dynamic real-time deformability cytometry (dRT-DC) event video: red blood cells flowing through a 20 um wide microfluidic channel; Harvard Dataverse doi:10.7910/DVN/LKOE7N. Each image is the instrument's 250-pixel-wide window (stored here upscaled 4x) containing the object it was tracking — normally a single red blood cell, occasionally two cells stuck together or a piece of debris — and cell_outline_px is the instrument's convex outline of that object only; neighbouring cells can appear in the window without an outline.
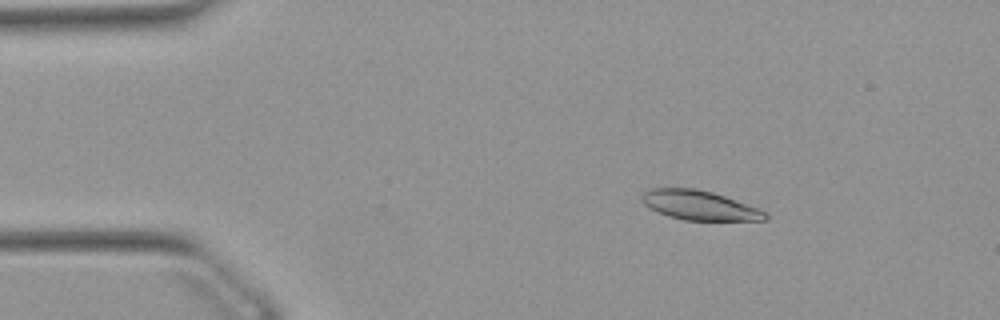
{"species": "Egyptian fruit bat (a non-hibernating species)", "species_latin": "Rousettus aegyptiacus", "temperature_condition": "warm", "stored_images_in_passage": 50, "camera_frame_rate_fps": 3000, "um_per_image_px": 0.085, "animal": {"sex": "female"}, "frame": {"image": 1, "passage_image": 7, "time_ms": 2.0, "image_size_px": [1000, 320], "cell_outline_px": [[768, 220], [684, 220], [668, 216], [644, 204], [640, 200], [640, 196], [648, 188], [696, 188], [712, 192], [760, 208], [768, 212]], "centroid_in_image_um": [59.47, 17.44], "position_along_channel_um": 25.5, "area_um2": 21.21}}
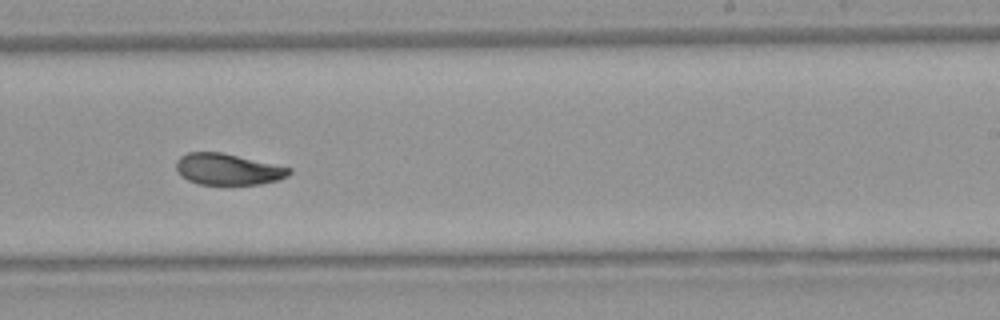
{"frame": {"image": 2, "passage_image": 31, "time_ms": 10.0, "image_size_px": [1000, 320], "cell_outline_px": [[292, 172], [288, 176], [276, 180], [260, 184], [200, 184], [188, 180], [180, 176], [176, 168], [176, 160], [180, 156], [188, 152], [220, 152], [292, 168]], "centroid_in_image_um": [19.34, 14.38], "position_along_channel_um": 269.7, "area_um2": 20.46}}
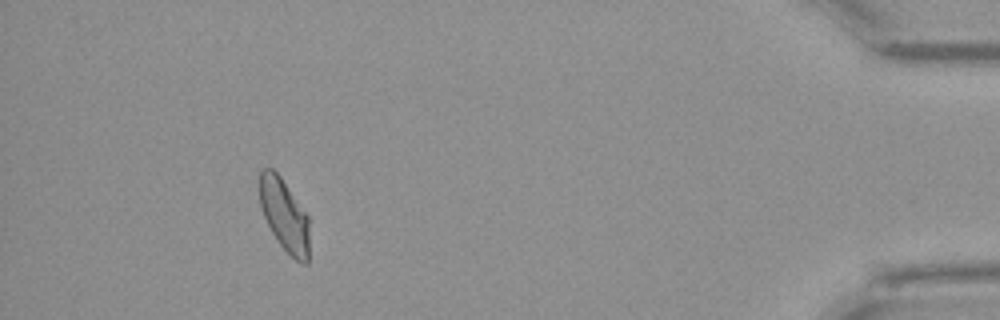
{"frame": {"image": 3, "passage_image": 47, "time_ms": 15.333, "image_size_px": [1000, 320], "cell_outline_px": [[308, 264], [300, 264], [280, 244], [272, 232], [264, 216], [260, 204], [260, 168], [272, 168], [280, 176], [308, 216]], "centroid_in_image_um": [24.17, 18.28], "position_along_channel_um": 411.0, "area_um2": 20.58}}